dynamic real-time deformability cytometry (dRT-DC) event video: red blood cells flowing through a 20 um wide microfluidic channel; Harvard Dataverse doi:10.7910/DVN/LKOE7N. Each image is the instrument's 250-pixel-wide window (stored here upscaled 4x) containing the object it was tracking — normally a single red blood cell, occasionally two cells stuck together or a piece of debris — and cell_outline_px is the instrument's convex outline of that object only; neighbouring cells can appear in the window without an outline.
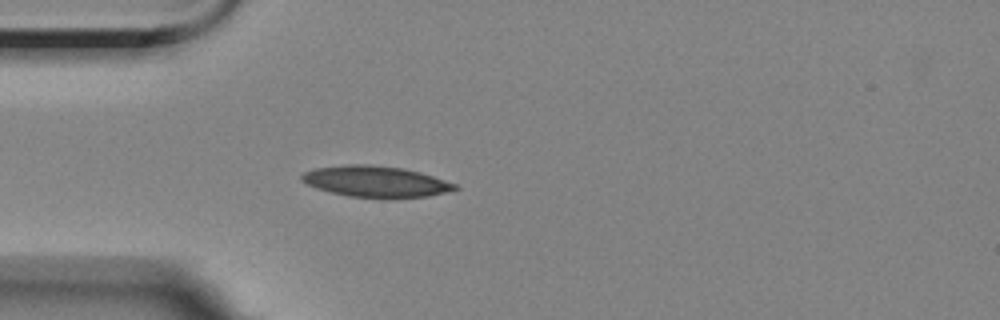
{"species": "Egyptian fruit bat (a non-hibernating species)", "species_latin": "Rousettus aegyptiacus", "temperature_condition": "room temperature", "stored_images_in_passage": 3, "camera_frame_rate_fps": 3000, "um_per_image_px": 0.085, "animal": {"sex": "female"}, "frame": {"image": 1, "passage_image": 3, "time_ms": 2.333, "image_size_px": [1000, 320], "cell_outline_px": [[460, 188], [428, 196], [392, 200], [380, 200], [348, 196], [316, 188], [300, 180], [300, 176], [304, 172], [316, 168], [352, 164], [364, 164], [400, 168], [420, 172], [456, 184]], "centroid_in_image_um": [31.94, 15.47], "position_along_channel_um": 53.1, "area_um2": 28.09}}